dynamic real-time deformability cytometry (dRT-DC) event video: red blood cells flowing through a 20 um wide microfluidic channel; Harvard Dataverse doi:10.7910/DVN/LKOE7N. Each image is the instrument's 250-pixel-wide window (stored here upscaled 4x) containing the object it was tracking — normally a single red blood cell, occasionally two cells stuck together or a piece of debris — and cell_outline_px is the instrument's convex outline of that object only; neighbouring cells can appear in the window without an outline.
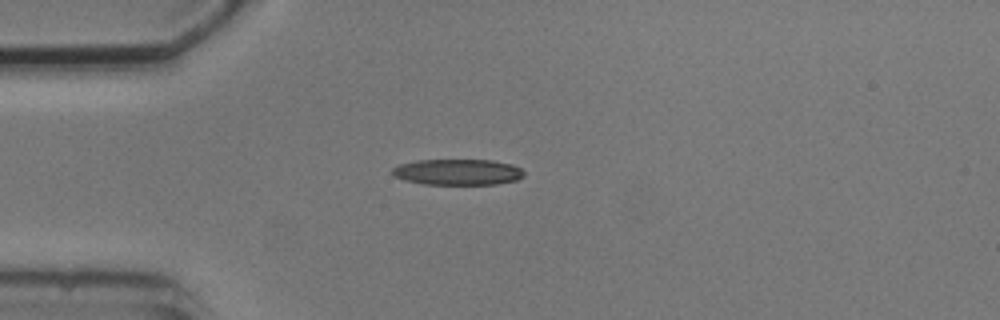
{"species": "common noctule bat (a hibernating species)", "species_latin": "Nyctalus noctula", "temperature_condition": "cold", "stored_images_in_passage": 3, "camera_frame_rate_fps": 3000, "um_per_image_px": 0.085, "animal": {"sex": "male", "body_mass_g": 20.5, "forearm_length_mm": 52.5}, "frame": {"image": 1, "passage_image": 3, "time_ms": 2.333, "image_size_px": [1000, 320], "cell_outline_px": [[524, 176], [516, 180], [496, 184], [424, 184], [404, 180], [392, 176], [392, 168], [400, 164], [416, 160], [492, 160], [512, 164], [520, 168], [524, 172]], "centroid_in_image_um": [38.89, 14.62], "position_along_channel_um": 46.1, "area_um2": 19.94}}